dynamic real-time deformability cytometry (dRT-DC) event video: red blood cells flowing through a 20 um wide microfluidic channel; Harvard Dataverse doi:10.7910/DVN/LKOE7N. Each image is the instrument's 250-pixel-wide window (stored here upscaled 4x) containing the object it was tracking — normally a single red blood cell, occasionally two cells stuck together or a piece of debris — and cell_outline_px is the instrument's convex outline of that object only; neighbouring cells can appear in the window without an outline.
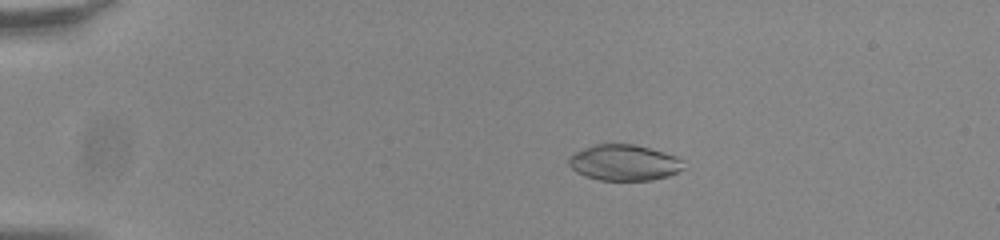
{"species": "common noctule bat (a hibernating species)", "species_latin": "Nyctalus noctula", "temperature_condition": "room temperature", "stored_images_in_passage": 54, "camera_frame_rate_fps": 3000, "um_per_image_px": 0.085, "animal": {"sex": "male", "body_mass_g": 20.0, "forearm_length_mm": 53.3}, "frame": {"image": 1, "passage_image": 11, "time_ms": 3.333, "image_size_px": [1000, 240], "cell_outline_px": [[688, 168], [668, 176], [652, 180], [600, 180], [584, 176], [576, 172], [568, 164], [568, 156], [584, 148], [596, 144], [632, 144], [664, 152], [676, 156], [684, 160]], "centroid_in_image_um": [53.09, 13.83], "position_along_channel_um": 31.9, "area_um2": 24.28}}
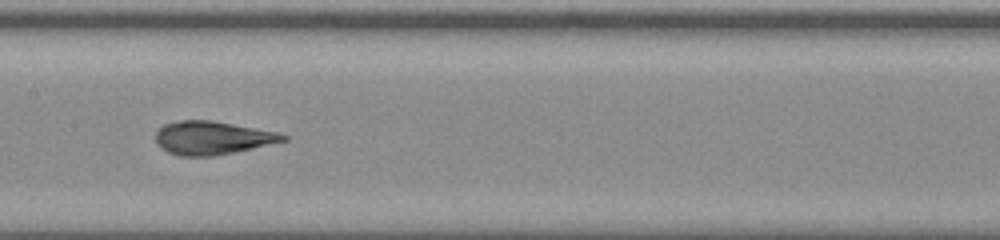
{"frame": {"image": 2, "passage_image": 29, "time_ms": 9.333, "image_size_px": [1000, 240], "cell_outline_px": [[288, 140], [252, 148], [212, 156], [180, 156], [168, 152], [156, 140], [156, 132], [164, 124], [180, 120], [212, 120], [280, 132], [288, 136]], "centroid_in_image_um": [18.08, 11.7], "position_along_channel_um": 189.3, "area_um2": 24.57}}
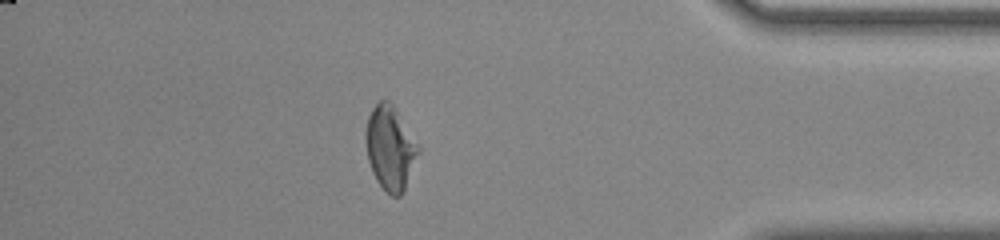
{"frame": {"image": 3, "passage_image": 48, "time_ms": 15.667, "image_size_px": [1000, 240], "cell_outline_px": [[420, 152], [404, 192], [400, 196], [392, 196], [376, 180], [372, 172], [368, 160], [364, 140], [364, 132], [368, 116], [372, 108], [380, 100], [388, 100], [396, 108], [420, 148]], "centroid_in_image_um": [33.16, 12.57], "position_along_channel_um": 402.0, "area_um2": 25.95}, "authors_computed_cell_mechanics": {"area_um2": 24.9407, "velocity_mm_per_s": 3.8369, "shape_relaxation_time_tau1_ms": 6.0212, "shape_relaxation_time_tau2_ms": null, "deformation_change_tau1": 0.177, "deformation_change_tau2": null}}